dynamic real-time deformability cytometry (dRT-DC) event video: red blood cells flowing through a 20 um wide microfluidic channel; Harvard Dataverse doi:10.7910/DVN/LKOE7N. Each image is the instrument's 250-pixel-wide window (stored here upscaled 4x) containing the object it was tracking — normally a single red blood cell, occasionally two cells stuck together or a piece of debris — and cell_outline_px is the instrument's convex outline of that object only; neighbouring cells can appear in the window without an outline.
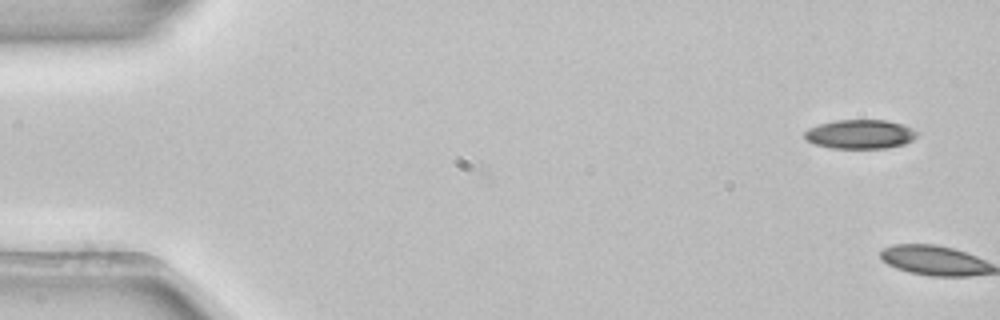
{"species": "common noctule bat (a hibernating species)", "species_latin": "Nyctalus noctula", "temperature_condition": "room temperature", "stored_images_in_passage": 3, "camera_frame_rate_fps": 3000, "um_per_image_px": 0.085, "animal": {"sex": "female", "body_mass_g": 22.7, "forearm_length_mm": 54.2}, "frame": {"image": 1, "passage_image": 3, "time_ms": 0.667, "image_size_px": [1000, 320], "cell_outline_px": [[920, 132], [912, 140], [904, 144], [884, 148], [832, 148], [816, 144], [808, 140], [804, 136], [804, 132], [808, 128], [820, 124], [836, 120], [888, 120], [904, 124]], "centroid_in_image_um": [73.15, 11.39], "position_along_channel_um": 11.8, "area_um2": 19.07}}